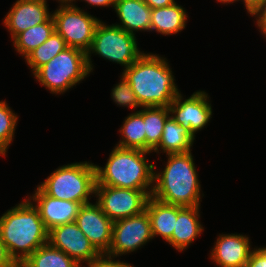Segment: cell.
Segmentation results:
<instances>
[{
  "label": "cell",
  "mask_w": 266,
  "mask_h": 267,
  "mask_svg": "<svg viewBox=\"0 0 266 267\" xmlns=\"http://www.w3.org/2000/svg\"><path fill=\"white\" fill-rule=\"evenodd\" d=\"M87 53L67 47L34 73L36 81L52 94H63L88 77Z\"/></svg>",
  "instance_id": "cell-6"
},
{
  "label": "cell",
  "mask_w": 266,
  "mask_h": 267,
  "mask_svg": "<svg viewBox=\"0 0 266 267\" xmlns=\"http://www.w3.org/2000/svg\"><path fill=\"white\" fill-rule=\"evenodd\" d=\"M242 1L245 5L248 14L252 16V14L262 5L264 0H242Z\"/></svg>",
  "instance_id": "cell-33"
},
{
  "label": "cell",
  "mask_w": 266,
  "mask_h": 267,
  "mask_svg": "<svg viewBox=\"0 0 266 267\" xmlns=\"http://www.w3.org/2000/svg\"><path fill=\"white\" fill-rule=\"evenodd\" d=\"M151 9L172 5L175 0H143Z\"/></svg>",
  "instance_id": "cell-34"
},
{
  "label": "cell",
  "mask_w": 266,
  "mask_h": 267,
  "mask_svg": "<svg viewBox=\"0 0 266 267\" xmlns=\"http://www.w3.org/2000/svg\"><path fill=\"white\" fill-rule=\"evenodd\" d=\"M195 137L170 116L164 126L159 145L153 152L166 154L186 153L191 151ZM160 151V152H159Z\"/></svg>",
  "instance_id": "cell-21"
},
{
  "label": "cell",
  "mask_w": 266,
  "mask_h": 267,
  "mask_svg": "<svg viewBox=\"0 0 266 267\" xmlns=\"http://www.w3.org/2000/svg\"><path fill=\"white\" fill-rule=\"evenodd\" d=\"M67 47L65 40L54 31L45 42L31 51L24 59L34 73Z\"/></svg>",
  "instance_id": "cell-26"
},
{
  "label": "cell",
  "mask_w": 266,
  "mask_h": 267,
  "mask_svg": "<svg viewBox=\"0 0 266 267\" xmlns=\"http://www.w3.org/2000/svg\"><path fill=\"white\" fill-rule=\"evenodd\" d=\"M13 112L5 100L0 101V141L7 148L13 141L18 122V116Z\"/></svg>",
  "instance_id": "cell-27"
},
{
  "label": "cell",
  "mask_w": 266,
  "mask_h": 267,
  "mask_svg": "<svg viewBox=\"0 0 266 267\" xmlns=\"http://www.w3.org/2000/svg\"><path fill=\"white\" fill-rule=\"evenodd\" d=\"M216 1L227 5L228 3L230 4V3L236 2L238 0H216Z\"/></svg>",
  "instance_id": "cell-37"
},
{
  "label": "cell",
  "mask_w": 266,
  "mask_h": 267,
  "mask_svg": "<svg viewBox=\"0 0 266 267\" xmlns=\"http://www.w3.org/2000/svg\"><path fill=\"white\" fill-rule=\"evenodd\" d=\"M245 267H266V247L254 248Z\"/></svg>",
  "instance_id": "cell-30"
},
{
  "label": "cell",
  "mask_w": 266,
  "mask_h": 267,
  "mask_svg": "<svg viewBox=\"0 0 266 267\" xmlns=\"http://www.w3.org/2000/svg\"><path fill=\"white\" fill-rule=\"evenodd\" d=\"M169 117V107H143L146 152L152 153L153 150L159 145L165 123Z\"/></svg>",
  "instance_id": "cell-24"
},
{
  "label": "cell",
  "mask_w": 266,
  "mask_h": 267,
  "mask_svg": "<svg viewBox=\"0 0 266 267\" xmlns=\"http://www.w3.org/2000/svg\"><path fill=\"white\" fill-rule=\"evenodd\" d=\"M75 223L100 254H106L112 242L113 221L95 203L80 207Z\"/></svg>",
  "instance_id": "cell-13"
},
{
  "label": "cell",
  "mask_w": 266,
  "mask_h": 267,
  "mask_svg": "<svg viewBox=\"0 0 266 267\" xmlns=\"http://www.w3.org/2000/svg\"><path fill=\"white\" fill-rule=\"evenodd\" d=\"M147 154L143 150L115 146L104 167L95 165L96 185L153 192L156 166L146 158Z\"/></svg>",
  "instance_id": "cell-4"
},
{
  "label": "cell",
  "mask_w": 266,
  "mask_h": 267,
  "mask_svg": "<svg viewBox=\"0 0 266 267\" xmlns=\"http://www.w3.org/2000/svg\"><path fill=\"white\" fill-rule=\"evenodd\" d=\"M151 31L162 35L181 32L186 27L188 16L186 10L174 2L170 6L151 9Z\"/></svg>",
  "instance_id": "cell-20"
},
{
  "label": "cell",
  "mask_w": 266,
  "mask_h": 267,
  "mask_svg": "<svg viewBox=\"0 0 266 267\" xmlns=\"http://www.w3.org/2000/svg\"><path fill=\"white\" fill-rule=\"evenodd\" d=\"M24 267H81L62 250L49 242L39 247L23 263Z\"/></svg>",
  "instance_id": "cell-25"
},
{
  "label": "cell",
  "mask_w": 266,
  "mask_h": 267,
  "mask_svg": "<svg viewBox=\"0 0 266 267\" xmlns=\"http://www.w3.org/2000/svg\"><path fill=\"white\" fill-rule=\"evenodd\" d=\"M48 233L38 209L28 198L0 217L1 241L16 264H22L48 243Z\"/></svg>",
  "instance_id": "cell-2"
},
{
  "label": "cell",
  "mask_w": 266,
  "mask_h": 267,
  "mask_svg": "<svg viewBox=\"0 0 266 267\" xmlns=\"http://www.w3.org/2000/svg\"><path fill=\"white\" fill-rule=\"evenodd\" d=\"M249 240L242 234H219L210 259L219 267H245L252 251Z\"/></svg>",
  "instance_id": "cell-16"
},
{
  "label": "cell",
  "mask_w": 266,
  "mask_h": 267,
  "mask_svg": "<svg viewBox=\"0 0 266 267\" xmlns=\"http://www.w3.org/2000/svg\"><path fill=\"white\" fill-rule=\"evenodd\" d=\"M48 242L79 265L91 263L101 255L75 222L53 227L49 230Z\"/></svg>",
  "instance_id": "cell-12"
},
{
  "label": "cell",
  "mask_w": 266,
  "mask_h": 267,
  "mask_svg": "<svg viewBox=\"0 0 266 267\" xmlns=\"http://www.w3.org/2000/svg\"><path fill=\"white\" fill-rule=\"evenodd\" d=\"M122 139L116 146L146 151L143 109L129 114L119 129Z\"/></svg>",
  "instance_id": "cell-22"
},
{
  "label": "cell",
  "mask_w": 266,
  "mask_h": 267,
  "mask_svg": "<svg viewBox=\"0 0 266 267\" xmlns=\"http://www.w3.org/2000/svg\"><path fill=\"white\" fill-rule=\"evenodd\" d=\"M115 12L120 24H115L128 33L151 31V8L143 0H116Z\"/></svg>",
  "instance_id": "cell-18"
},
{
  "label": "cell",
  "mask_w": 266,
  "mask_h": 267,
  "mask_svg": "<svg viewBox=\"0 0 266 267\" xmlns=\"http://www.w3.org/2000/svg\"><path fill=\"white\" fill-rule=\"evenodd\" d=\"M51 16L46 0H17L2 23L14 39L19 33L46 22Z\"/></svg>",
  "instance_id": "cell-15"
},
{
  "label": "cell",
  "mask_w": 266,
  "mask_h": 267,
  "mask_svg": "<svg viewBox=\"0 0 266 267\" xmlns=\"http://www.w3.org/2000/svg\"><path fill=\"white\" fill-rule=\"evenodd\" d=\"M74 2H76L75 0H73ZM85 2H87L88 4H90V6H97V7H115V2L116 0H83Z\"/></svg>",
  "instance_id": "cell-35"
},
{
  "label": "cell",
  "mask_w": 266,
  "mask_h": 267,
  "mask_svg": "<svg viewBox=\"0 0 266 267\" xmlns=\"http://www.w3.org/2000/svg\"><path fill=\"white\" fill-rule=\"evenodd\" d=\"M135 35L128 33L115 24L106 25L100 21L95 29L93 42L87 52V63L90 72L93 71L91 53L106 60L124 66V69L133 64L143 53L137 45Z\"/></svg>",
  "instance_id": "cell-7"
},
{
  "label": "cell",
  "mask_w": 266,
  "mask_h": 267,
  "mask_svg": "<svg viewBox=\"0 0 266 267\" xmlns=\"http://www.w3.org/2000/svg\"><path fill=\"white\" fill-rule=\"evenodd\" d=\"M200 206L182 207L178 205V218L172 237L167 241L178 252L184 251L199 237L204 228L199 220Z\"/></svg>",
  "instance_id": "cell-17"
},
{
  "label": "cell",
  "mask_w": 266,
  "mask_h": 267,
  "mask_svg": "<svg viewBox=\"0 0 266 267\" xmlns=\"http://www.w3.org/2000/svg\"><path fill=\"white\" fill-rule=\"evenodd\" d=\"M94 195L103 213L115 222L143 213L152 192L95 185Z\"/></svg>",
  "instance_id": "cell-9"
},
{
  "label": "cell",
  "mask_w": 266,
  "mask_h": 267,
  "mask_svg": "<svg viewBox=\"0 0 266 267\" xmlns=\"http://www.w3.org/2000/svg\"><path fill=\"white\" fill-rule=\"evenodd\" d=\"M163 171L154 172L152 197L182 207L200 206L201 185L191 151L167 154Z\"/></svg>",
  "instance_id": "cell-3"
},
{
  "label": "cell",
  "mask_w": 266,
  "mask_h": 267,
  "mask_svg": "<svg viewBox=\"0 0 266 267\" xmlns=\"http://www.w3.org/2000/svg\"><path fill=\"white\" fill-rule=\"evenodd\" d=\"M7 147L0 141V155L6 156Z\"/></svg>",
  "instance_id": "cell-36"
},
{
  "label": "cell",
  "mask_w": 266,
  "mask_h": 267,
  "mask_svg": "<svg viewBox=\"0 0 266 267\" xmlns=\"http://www.w3.org/2000/svg\"><path fill=\"white\" fill-rule=\"evenodd\" d=\"M59 3H73V0H58Z\"/></svg>",
  "instance_id": "cell-38"
},
{
  "label": "cell",
  "mask_w": 266,
  "mask_h": 267,
  "mask_svg": "<svg viewBox=\"0 0 266 267\" xmlns=\"http://www.w3.org/2000/svg\"><path fill=\"white\" fill-rule=\"evenodd\" d=\"M96 168L87 161L63 165L38 185L47 195L66 201L91 203L95 194Z\"/></svg>",
  "instance_id": "cell-5"
},
{
  "label": "cell",
  "mask_w": 266,
  "mask_h": 267,
  "mask_svg": "<svg viewBox=\"0 0 266 267\" xmlns=\"http://www.w3.org/2000/svg\"><path fill=\"white\" fill-rule=\"evenodd\" d=\"M16 265L0 237V267H15Z\"/></svg>",
  "instance_id": "cell-32"
},
{
  "label": "cell",
  "mask_w": 266,
  "mask_h": 267,
  "mask_svg": "<svg viewBox=\"0 0 266 267\" xmlns=\"http://www.w3.org/2000/svg\"><path fill=\"white\" fill-rule=\"evenodd\" d=\"M145 211L150 219L153 238L161 236L167 242L175 229L178 205L167 204L150 196Z\"/></svg>",
  "instance_id": "cell-19"
},
{
  "label": "cell",
  "mask_w": 266,
  "mask_h": 267,
  "mask_svg": "<svg viewBox=\"0 0 266 267\" xmlns=\"http://www.w3.org/2000/svg\"><path fill=\"white\" fill-rule=\"evenodd\" d=\"M15 267H24L22 264H17Z\"/></svg>",
  "instance_id": "cell-39"
},
{
  "label": "cell",
  "mask_w": 266,
  "mask_h": 267,
  "mask_svg": "<svg viewBox=\"0 0 266 267\" xmlns=\"http://www.w3.org/2000/svg\"><path fill=\"white\" fill-rule=\"evenodd\" d=\"M153 239L148 213L117 220L113 223L112 242L106 255L119 257L131 253Z\"/></svg>",
  "instance_id": "cell-10"
},
{
  "label": "cell",
  "mask_w": 266,
  "mask_h": 267,
  "mask_svg": "<svg viewBox=\"0 0 266 267\" xmlns=\"http://www.w3.org/2000/svg\"><path fill=\"white\" fill-rule=\"evenodd\" d=\"M114 257L106 254H101L97 259H94L91 263L86 264L87 267H134L130 263L121 262L120 260H113ZM81 267H84L83 265Z\"/></svg>",
  "instance_id": "cell-29"
},
{
  "label": "cell",
  "mask_w": 266,
  "mask_h": 267,
  "mask_svg": "<svg viewBox=\"0 0 266 267\" xmlns=\"http://www.w3.org/2000/svg\"><path fill=\"white\" fill-rule=\"evenodd\" d=\"M164 57L143 53L122 75L130 83L142 107H169L180 94L173 72Z\"/></svg>",
  "instance_id": "cell-1"
},
{
  "label": "cell",
  "mask_w": 266,
  "mask_h": 267,
  "mask_svg": "<svg viewBox=\"0 0 266 267\" xmlns=\"http://www.w3.org/2000/svg\"><path fill=\"white\" fill-rule=\"evenodd\" d=\"M55 31L65 40L68 47L88 52L95 29L101 21L80 9L74 3H60L52 13Z\"/></svg>",
  "instance_id": "cell-8"
},
{
  "label": "cell",
  "mask_w": 266,
  "mask_h": 267,
  "mask_svg": "<svg viewBox=\"0 0 266 267\" xmlns=\"http://www.w3.org/2000/svg\"><path fill=\"white\" fill-rule=\"evenodd\" d=\"M55 31L52 16L44 23L33 26L19 33L13 39V46L24 58L43 42H45Z\"/></svg>",
  "instance_id": "cell-23"
},
{
  "label": "cell",
  "mask_w": 266,
  "mask_h": 267,
  "mask_svg": "<svg viewBox=\"0 0 266 267\" xmlns=\"http://www.w3.org/2000/svg\"><path fill=\"white\" fill-rule=\"evenodd\" d=\"M256 18L257 27L263 35L266 37V0L263 1L262 5L252 14Z\"/></svg>",
  "instance_id": "cell-31"
},
{
  "label": "cell",
  "mask_w": 266,
  "mask_h": 267,
  "mask_svg": "<svg viewBox=\"0 0 266 267\" xmlns=\"http://www.w3.org/2000/svg\"><path fill=\"white\" fill-rule=\"evenodd\" d=\"M183 99L181 93L175 97L169 106L170 116L195 137V133L203 129L212 118L209 96L200 90Z\"/></svg>",
  "instance_id": "cell-11"
},
{
  "label": "cell",
  "mask_w": 266,
  "mask_h": 267,
  "mask_svg": "<svg viewBox=\"0 0 266 267\" xmlns=\"http://www.w3.org/2000/svg\"><path fill=\"white\" fill-rule=\"evenodd\" d=\"M28 199L33 200L32 203L35 202L34 206L38 209L40 218L48 231L53 227L75 222L82 206L79 202L53 198L47 195L39 186Z\"/></svg>",
  "instance_id": "cell-14"
},
{
  "label": "cell",
  "mask_w": 266,
  "mask_h": 267,
  "mask_svg": "<svg viewBox=\"0 0 266 267\" xmlns=\"http://www.w3.org/2000/svg\"><path fill=\"white\" fill-rule=\"evenodd\" d=\"M111 97L117 105L122 107L131 109L143 108L135 96L130 83L123 75H121L120 82L113 87Z\"/></svg>",
  "instance_id": "cell-28"
}]
</instances>
